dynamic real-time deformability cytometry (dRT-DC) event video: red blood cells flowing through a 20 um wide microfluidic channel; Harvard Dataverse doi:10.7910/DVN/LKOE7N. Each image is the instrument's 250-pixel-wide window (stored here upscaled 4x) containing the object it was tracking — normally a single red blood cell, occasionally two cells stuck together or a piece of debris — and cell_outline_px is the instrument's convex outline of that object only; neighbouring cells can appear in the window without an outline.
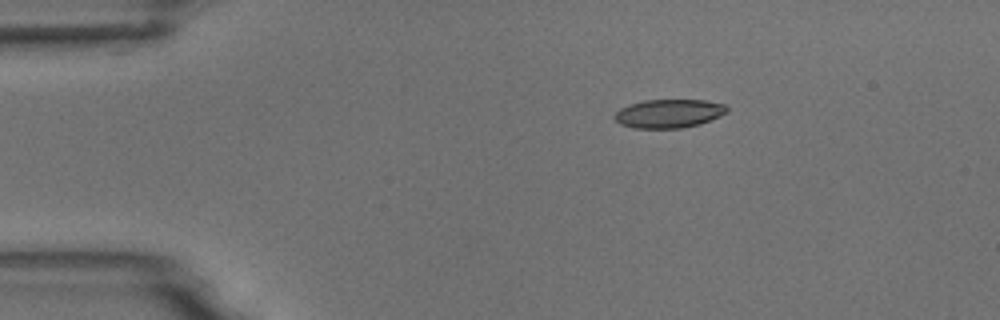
{"species": "common noctule bat (a hibernating species)", "species_latin": "Nyctalus noctula", "temperature_condition": "room temperature", "stored_images_in_passage": 4, "camera_frame_rate_fps": 3000, "um_per_image_px": 0.085, "animal": {"sex": "male", "body_mass_g": 18.8}, "frame": {"image": 1, "passage_image": 1, "time_ms": 0.0, "image_size_px": [1000, 320], "cell_outline_px": [[728, 112], [720, 116], [700, 124], [680, 128], [632, 128], [620, 124], [612, 116], [620, 108], [628, 104], [644, 100], [704, 100], [724, 104], [728, 108]], "centroid_in_image_um": [56.83, 9.65], "position_along_channel_um": 28.2, "area_um2": 18.84}}
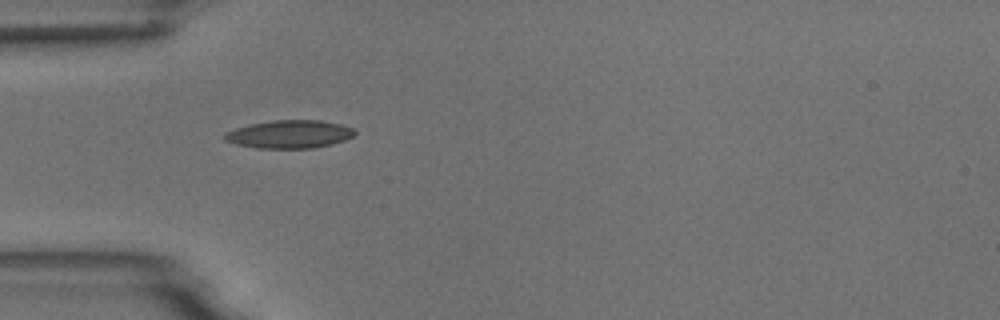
{"frame": {"image": 2, "passage_image": 3, "time_ms": 2.333, "image_size_px": [1000, 320], "cell_outline_px": [[356, 132], [352, 136], [344, 140], [332, 144], [312, 148], [256, 148], [236, 144], [224, 140], [224, 132], [236, 128], [252, 124], [272, 120], [320, 120], [340, 124], [352, 128]], "centroid_in_image_um": [24.58, 11.41], "position_along_channel_um": 60.4, "area_um2": 21.15}}